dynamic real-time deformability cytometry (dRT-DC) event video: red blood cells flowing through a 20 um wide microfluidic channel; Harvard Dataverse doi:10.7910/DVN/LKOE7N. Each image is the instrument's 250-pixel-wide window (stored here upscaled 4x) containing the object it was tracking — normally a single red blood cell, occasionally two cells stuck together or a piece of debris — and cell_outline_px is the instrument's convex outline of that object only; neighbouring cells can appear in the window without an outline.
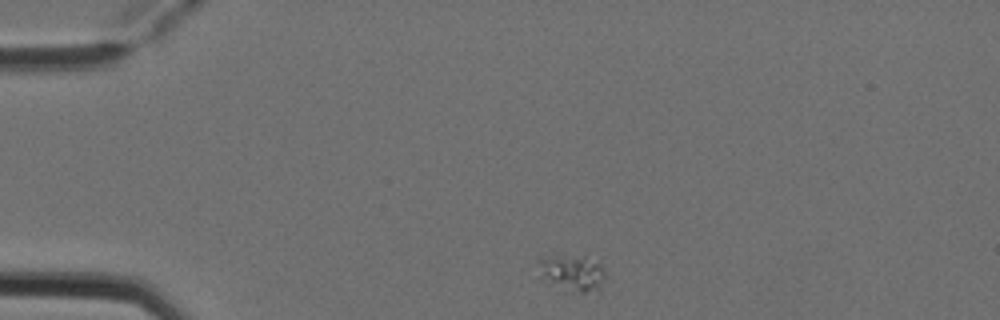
{"species": "Egyptian fruit bat (a non-hibernating species)", "species_latin": "Rousettus aegyptiacus", "temperature_condition": "cold", "stored_images_in_passage": 3, "camera_frame_rate_fps": 3000, "um_per_image_px": 0.085, "animal": {"sex": "female"}, "frame": {"image": 1, "passage_image": 1, "time_ms": 0.0, "image_size_px": [1000, 320], "cell_outline_px": [[604, 280], [600, 288], [596, 292], [580, 292], [552, 280], [544, 276], [536, 260], [556, 252], [560, 252], [584, 256], [600, 264], [604, 268]], "centroid_in_image_um": [48.7, 23.07], "position_along_channel_um": 36.3, "area_um2": 13.7}}
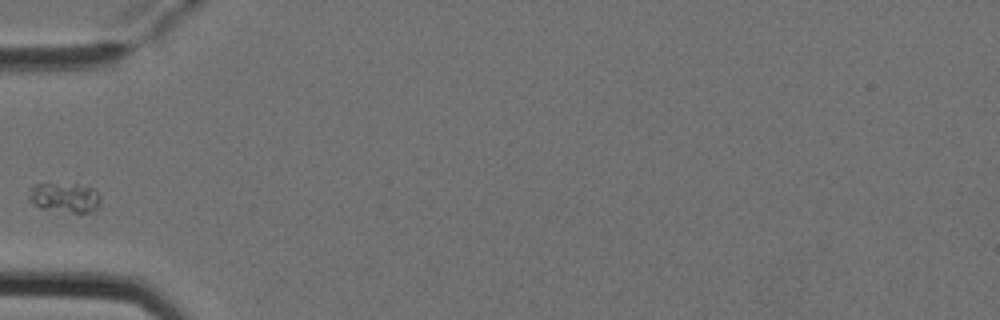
{"frame": {"image": 2, "passage_image": 3, "time_ms": 0.667, "image_size_px": [1000, 320], "cell_outline_px": [[100, 204], [96, 212], [80, 216], [76, 216], [40, 208], [32, 204], [28, 200], [28, 192], [32, 184], [76, 184], [96, 188], [100, 196]], "centroid_in_image_um": [5.55, 16.87], "position_along_channel_um": 79.5, "area_um2": 13.53}}